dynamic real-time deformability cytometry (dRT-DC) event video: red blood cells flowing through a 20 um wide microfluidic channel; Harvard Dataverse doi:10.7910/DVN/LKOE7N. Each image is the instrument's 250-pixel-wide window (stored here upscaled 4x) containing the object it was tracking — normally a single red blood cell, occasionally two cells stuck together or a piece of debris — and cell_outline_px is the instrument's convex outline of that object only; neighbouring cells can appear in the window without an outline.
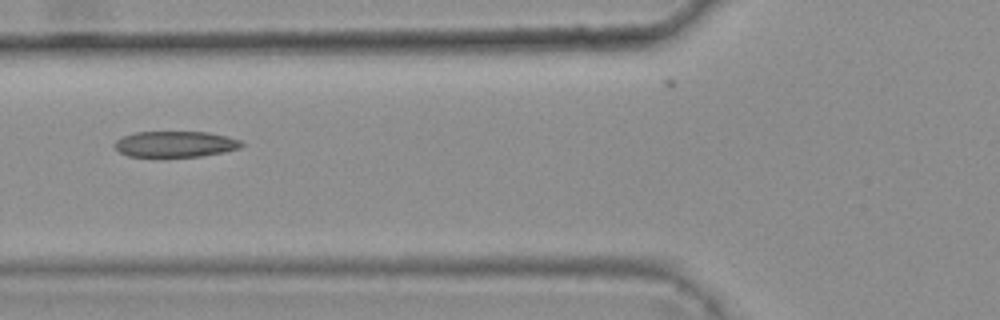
{"species": "common noctule bat (a hibernating species)", "species_latin": "Nyctalus noctula", "temperature_condition": "warm", "stored_images_in_passage": 4, "camera_frame_rate_fps": 3000, "um_per_image_px": 0.085, "animal": {"sex": "female", "body_mass_g": 25.1}, "frame": {"image": 1, "passage_image": 3, "time_ms": 0.667, "image_size_px": [1000, 320], "cell_outline_px": [[244, 144], [240, 148], [224, 152], [200, 156], [128, 156], [120, 152], [112, 144], [116, 140], [124, 136], [136, 132], [208, 132], [228, 136], [240, 140]], "centroid_in_image_um": [14.92, 12.24], "position_along_channel_um": 110.9, "area_um2": 19.07}}